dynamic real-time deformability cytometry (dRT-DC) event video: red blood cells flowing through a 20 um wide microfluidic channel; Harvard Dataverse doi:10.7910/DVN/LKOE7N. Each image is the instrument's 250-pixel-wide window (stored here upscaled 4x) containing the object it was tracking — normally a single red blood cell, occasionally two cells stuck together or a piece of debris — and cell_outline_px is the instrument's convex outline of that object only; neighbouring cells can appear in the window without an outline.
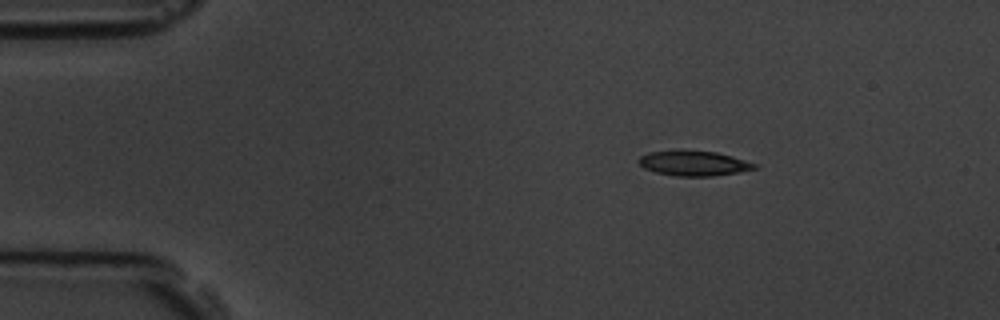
{"species": "common noctule bat (a hibernating species)", "species_latin": "Nyctalus noctula", "temperature_condition": "room temperature", "stored_images_in_passage": 3, "camera_frame_rate_fps": 3000, "um_per_image_px": 0.085, "animal": {"sex": "male", "body_mass_g": 19.5, "forearm_length_mm": 54.6}, "frame": {"image": 1, "passage_image": 1, "time_ms": 0.0, "image_size_px": [1000, 320], "cell_outline_px": [[756, 168], [736, 172], [712, 176], [676, 176], [656, 172], [644, 168], [636, 160], [640, 156], [648, 152], [680, 148], [716, 152], [732, 156], [756, 164]], "centroid_in_image_um": [58.88, 13.84], "position_along_channel_um": 26.1, "area_um2": 17.17}}